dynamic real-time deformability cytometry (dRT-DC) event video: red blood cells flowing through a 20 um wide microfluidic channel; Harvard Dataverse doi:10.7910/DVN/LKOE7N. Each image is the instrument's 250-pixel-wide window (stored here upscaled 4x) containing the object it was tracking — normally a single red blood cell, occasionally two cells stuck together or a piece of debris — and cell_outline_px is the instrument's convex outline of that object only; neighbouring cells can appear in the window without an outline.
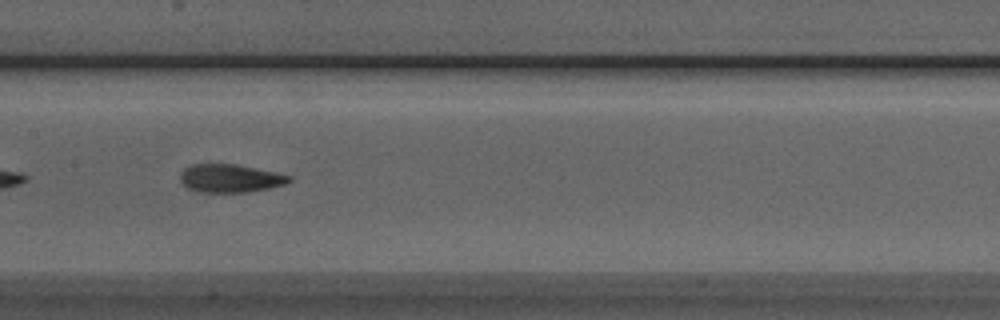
{"species": "Egyptian fruit bat (a non-hibernating species)", "species_latin": "Rousettus aegyptiacus", "temperature_condition": "room temperature", "stored_images_in_passage": 34, "camera_frame_rate_fps": 3000, "um_per_image_px": 0.085, "animal": {"sex": "male"}, "frame": {"image": 1, "passage_image": 10, "time_ms": 3.0, "image_size_px": [1000, 320], "cell_outline_px": [[292, 180], [284, 184], [268, 188], [244, 192], [204, 192], [188, 188], [180, 180], [180, 172], [184, 168], [192, 164], [236, 164], [292, 176]], "centroid_in_image_um": [19.54, 15.15], "position_along_channel_um": 187.9, "area_um2": 17.63}}
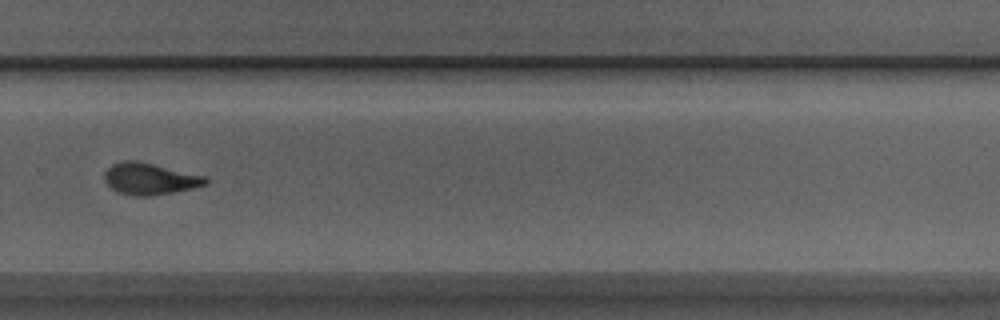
{"frame": {"image": 2, "passage_image": 20, "time_ms": 6.333, "image_size_px": [1000, 320], "cell_outline_px": [[208, 184], [192, 188], [172, 192], [148, 196], [140, 196], [116, 192], [104, 180], [104, 172], [112, 164], [120, 160], [136, 160], [204, 176], [208, 180]], "centroid_in_image_um": [12.69, 15.19], "position_along_channel_um": 317.1, "area_um2": 18.44}}